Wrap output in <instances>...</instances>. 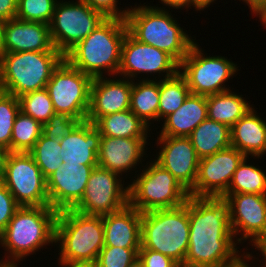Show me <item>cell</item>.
<instances>
[{"instance_id": "6da1fadb", "label": "cell", "mask_w": 266, "mask_h": 267, "mask_svg": "<svg viewBox=\"0 0 266 267\" xmlns=\"http://www.w3.org/2000/svg\"><path fill=\"white\" fill-rule=\"evenodd\" d=\"M188 213L190 232L184 267H218L243 252L234 238L225 198L190 196Z\"/></svg>"}, {"instance_id": "7a4b0ae2", "label": "cell", "mask_w": 266, "mask_h": 267, "mask_svg": "<svg viewBox=\"0 0 266 267\" xmlns=\"http://www.w3.org/2000/svg\"><path fill=\"white\" fill-rule=\"evenodd\" d=\"M58 213L51 206H20L0 234V247L4 248L1 262L22 264L50 244L55 248Z\"/></svg>"}, {"instance_id": "3957f363", "label": "cell", "mask_w": 266, "mask_h": 267, "mask_svg": "<svg viewBox=\"0 0 266 267\" xmlns=\"http://www.w3.org/2000/svg\"><path fill=\"white\" fill-rule=\"evenodd\" d=\"M145 4L135 3L134 7L129 6L125 18L128 33L139 42L167 52L180 63L196 38L180 26L175 14L171 13L173 10Z\"/></svg>"}, {"instance_id": "277c9868", "label": "cell", "mask_w": 266, "mask_h": 267, "mask_svg": "<svg viewBox=\"0 0 266 267\" xmlns=\"http://www.w3.org/2000/svg\"><path fill=\"white\" fill-rule=\"evenodd\" d=\"M127 32L124 19L106 18L64 58L91 78L118 75Z\"/></svg>"}, {"instance_id": "5b68a950", "label": "cell", "mask_w": 266, "mask_h": 267, "mask_svg": "<svg viewBox=\"0 0 266 267\" xmlns=\"http://www.w3.org/2000/svg\"><path fill=\"white\" fill-rule=\"evenodd\" d=\"M55 246L59 248L58 264L94 265L104 247L103 216L74 209L59 211Z\"/></svg>"}, {"instance_id": "8992f818", "label": "cell", "mask_w": 266, "mask_h": 267, "mask_svg": "<svg viewBox=\"0 0 266 267\" xmlns=\"http://www.w3.org/2000/svg\"><path fill=\"white\" fill-rule=\"evenodd\" d=\"M189 232L188 200L179 207L144 212L141 217L140 249L162 253L184 267Z\"/></svg>"}, {"instance_id": "52a82bcc", "label": "cell", "mask_w": 266, "mask_h": 267, "mask_svg": "<svg viewBox=\"0 0 266 267\" xmlns=\"http://www.w3.org/2000/svg\"><path fill=\"white\" fill-rule=\"evenodd\" d=\"M63 59L59 51L0 53V91L19 97L46 88Z\"/></svg>"}, {"instance_id": "ba28073f", "label": "cell", "mask_w": 266, "mask_h": 267, "mask_svg": "<svg viewBox=\"0 0 266 267\" xmlns=\"http://www.w3.org/2000/svg\"><path fill=\"white\" fill-rule=\"evenodd\" d=\"M146 163L144 168L140 167V172L133 173L135 176L129 182V204L133 208L144 213L179 207L187 202L189 192L168 170L153 157Z\"/></svg>"}, {"instance_id": "9c48e42d", "label": "cell", "mask_w": 266, "mask_h": 267, "mask_svg": "<svg viewBox=\"0 0 266 267\" xmlns=\"http://www.w3.org/2000/svg\"><path fill=\"white\" fill-rule=\"evenodd\" d=\"M199 46L196 40L179 63V73L185 78L190 92L209 96L231 90L226 82L237 75L240 66L225 56L207 55Z\"/></svg>"}, {"instance_id": "30bf717a", "label": "cell", "mask_w": 266, "mask_h": 267, "mask_svg": "<svg viewBox=\"0 0 266 267\" xmlns=\"http://www.w3.org/2000/svg\"><path fill=\"white\" fill-rule=\"evenodd\" d=\"M105 19L81 0H59L49 23L52 43L65 56Z\"/></svg>"}, {"instance_id": "8fae6325", "label": "cell", "mask_w": 266, "mask_h": 267, "mask_svg": "<svg viewBox=\"0 0 266 267\" xmlns=\"http://www.w3.org/2000/svg\"><path fill=\"white\" fill-rule=\"evenodd\" d=\"M92 81L64 58L46 85L55 112L86 121Z\"/></svg>"}, {"instance_id": "7c38bea8", "label": "cell", "mask_w": 266, "mask_h": 267, "mask_svg": "<svg viewBox=\"0 0 266 267\" xmlns=\"http://www.w3.org/2000/svg\"><path fill=\"white\" fill-rule=\"evenodd\" d=\"M178 72L179 63L171 55L149 44L139 42L128 32L126 33L122 42L121 64L117 76L132 81L162 80L173 77Z\"/></svg>"}, {"instance_id": "4fadbf2b", "label": "cell", "mask_w": 266, "mask_h": 267, "mask_svg": "<svg viewBox=\"0 0 266 267\" xmlns=\"http://www.w3.org/2000/svg\"><path fill=\"white\" fill-rule=\"evenodd\" d=\"M124 182L120 175L100 166L94 167L81 200L72 209L100 216L123 209L129 204V183Z\"/></svg>"}, {"instance_id": "5bb4252c", "label": "cell", "mask_w": 266, "mask_h": 267, "mask_svg": "<svg viewBox=\"0 0 266 267\" xmlns=\"http://www.w3.org/2000/svg\"><path fill=\"white\" fill-rule=\"evenodd\" d=\"M3 183L20 206H49L47 179L29 153H9Z\"/></svg>"}, {"instance_id": "9a60e30c", "label": "cell", "mask_w": 266, "mask_h": 267, "mask_svg": "<svg viewBox=\"0 0 266 267\" xmlns=\"http://www.w3.org/2000/svg\"><path fill=\"white\" fill-rule=\"evenodd\" d=\"M246 156L235 147L220 150L199 160L195 185L189 192L195 197H221L229 188L234 172Z\"/></svg>"}, {"instance_id": "2e32d148", "label": "cell", "mask_w": 266, "mask_h": 267, "mask_svg": "<svg viewBox=\"0 0 266 267\" xmlns=\"http://www.w3.org/2000/svg\"><path fill=\"white\" fill-rule=\"evenodd\" d=\"M230 205V222L239 244L253 243L266 230V195L223 194ZM238 235V236H237Z\"/></svg>"}, {"instance_id": "e0dca14e", "label": "cell", "mask_w": 266, "mask_h": 267, "mask_svg": "<svg viewBox=\"0 0 266 267\" xmlns=\"http://www.w3.org/2000/svg\"><path fill=\"white\" fill-rule=\"evenodd\" d=\"M157 141V142H156ZM154 160L190 192L196 182L199 158L189 137L157 136Z\"/></svg>"}, {"instance_id": "ac0fdd59", "label": "cell", "mask_w": 266, "mask_h": 267, "mask_svg": "<svg viewBox=\"0 0 266 267\" xmlns=\"http://www.w3.org/2000/svg\"><path fill=\"white\" fill-rule=\"evenodd\" d=\"M149 140V138H114L102 136L98 153V166L108 169L126 179L129 177V174H132V171L137 169L139 164H141V167L144 166L145 163L143 161L148 157L146 152L148 150Z\"/></svg>"}, {"instance_id": "d6986e66", "label": "cell", "mask_w": 266, "mask_h": 267, "mask_svg": "<svg viewBox=\"0 0 266 267\" xmlns=\"http://www.w3.org/2000/svg\"><path fill=\"white\" fill-rule=\"evenodd\" d=\"M96 166L63 163L47 178L49 206L58 212L72 209L81 200L91 171Z\"/></svg>"}, {"instance_id": "ffe728a7", "label": "cell", "mask_w": 266, "mask_h": 267, "mask_svg": "<svg viewBox=\"0 0 266 267\" xmlns=\"http://www.w3.org/2000/svg\"><path fill=\"white\" fill-rule=\"evenodd\" d=\"M132 80L111 76L93 78L86 121L130 109Z\"/></svg>"}, {"instance_id": "44dd1931", "label": "cell", "mask_w": 266, "mask_h": 267, "mask_svg": "<svg viewBox=\"0 0 266 267\" xmlns=\"http://www.w3.org/2000/svg\"><path fill=\"white\" fill-rule=\"evenodd\" d=\"M26 51H58L49 24L17 18L0 23V53Z\"/></svg>"}, {"instance_id": "7402d4cb", "label": "cell", "mask_w": 266, "mask_h": 267, "mask_svg": "<svg viewBox=\"0 0 266 267\" xmlns=\"http://www.w3.org/2000/svg\"><path fill=\"white\" fill-rule=\"evenodd\" d=\"M101 134L93 123L81 122L70 134L60 140L63 163L98 165Z\"/></svg>"}, {"instance_id": "603a6c76", "label": "cell", "mask_w": 266, "mask_h": 267, "mask_svg": "<svg viewBox=\"0 0 266 267\" xmlns=\"http://www.w3.org/2000/svg\"><path fill=\"white\" fill-rule=\"evenodd\" d=\"M141 217L142 212L130 204L103 215L104 246L141 248Z\"/></svg>"}, {"instance_id": "cb8c5ba5", "label": "cell", "mask_w": 266, "mask_h": 267, "mask_svg": "<svg viewBox=\"0 0 266 267\" xmlns=\"http://www.w3.org/2000/svg\"><path fill=\"white\" fill-rule=\"evenodd\" d=\"M254 107L231 128V146L259 160L266 154V120Z\"/></svg>"}, {"instance_id": "d4e9b609", "label": "cell", "mask_w": 266, "mask_h": 267, "mask_svg": "<svg viewBox=\"0 0 266 267\" xmlns=\"http://www.w3.org/2000/svg\"><path fill=\"white\" fill-rule=\"evenodd\" d=\"M207 118V96L190 93L184 103L162 121L158 136L188 137Z\"/></svg>"}, {"instance_id": "484cf974", "label": "cell", "mask_w": 266, "mask_h": 267, "mask_svg": "<svg viewBox=\"0 0 266 267\" xmlns=\"http://www.w3.org/2000/svg\"><path fill=\"white\" fill-rule=\"evenodd\" d=\"M188 137L199 159L231 146L230 127L208 118L202 121Z\"/></svg>"}, {"instance_id": "4316f807", "label": "cell", "mask_w": 266, "mask_h": 267, "mask_svg": "<svg viewBox=\"0 0 266 267\" xmlns=\"http://www.w3.org/2000/svg\"><path fill=\"white\" fill-rule=\"evenodd\" d=\"M94 126L101 136L114 138H151L152 130L130 109L99 118ZM149 135V136H148Z\"/></svg>"}, {"instance_id": "83f0119b", "label": "cell", "mask_w": 266, "mask_h": 267, "mask_svg": "<svg viewBox=\"0 0 266 267\" xmlns=\"http://www.w3.org/2000/svg\"><path fill=\"white\" fill-rule=\"evenodd\" d=\"M243 96L232 90L207 96L208 119L231 128L255 106Z\"/></svg>"}, {"instance_id": "f1b7e54d", "label": "cell", "mask_w": 266, "mask_h": 267, "mask_svg": "<svg viewBox=\"0 0 266 267\" xmlns=\"http://www.w3.org/2000/svg\"><path fill=\"white\" fill-rule=\"evenodd\" d=\"M159 80L132 81L130 110L154 129L158 122ZM153 124V127H152Z\"/></svg>"}, {"instance_id": "f546056e", "label": "cell", "mask_w": 266, "mask_h": 267, "mask_svg": "<svg viewBox=\"0 0 266 267\" xmlns=\"http://www.w3.org/2000/svg\"><path fill=\"white\" fill-rule=\"evenodd\" d=\"M249 159V157H245L238 165L229 188L224 194L266 195V172L261 169V166H254V163H248L250 162Z\"/></svg>"}, {"instance_id": "4dcf8cb0", "label": "cell", "mask_w": 266, "mask_h": 267, "mask_svg": "<svg viewBox=\"0 0 266 267\" xmlns=\"http://www.w3.org/2000/svg\"><path fill=\"white\" fill-rule=\"evenodd\" d=\"M190 93L185 78L179 72L173 77L159 80V123L175 112Z\"/></svg>"}, {"instance_id": "1f68e13d", "label": "cell", "mask_w": 266, "mask_h": 267, "mask_svg": "<svg viewBox=\"0 0 266 267\" xmlns=\"http://www.w3.org/2000/svg\"><path fill=\"white\" fill-rule=\"evenodd\" d=\"M42 134V125L21 111L12 128L11 152L28 153Z\"/></svg>"}, {"instance_id": "d6a6232c", "label": "cell", "mask_w": 266, "mask_h": 267, "mask_svg": "<svg viewBox=\"0 0 266 267\" xmlns=\"http://www.w3.org/2000/svg\"><path fill=\"white\" fill-rule=\"evenodd\" d=\"M60 140H50L41 134L33 148L28 152L34 159L42 174L47 179L63 165Z\"/></svg>"}, {"instance_id": "836d02e7", "label": "cell", "mask_w": 266, "mask_h": 267, "mask_svg": "<svg viewBox=\"0 0 266 267\" xmlns=\"http://www.w3.org/2000/svg\"><path fill=\"white\" fill-rule=\"evenodd\" d=\"M20 111L42 126L56 113L46 88L18 97Z\"/></svg>"}, {"instance_id": "e575fe53", "label": "cell", "mask_w": 266, "mask_h": 267, "mask_svg": "<svg viewBox=\"0 0 266 267\" xmlns=\"http://www.w3.org/2000/svg\"><path fill=\"white\" fill-rule=\"evenodd\" d=\"M20 112L18 97L0 91V146L11 152L12 128Z\"/></svg>"}, {"instance_id": "d590c367", "label": "cell", "mask_w": 266, "mask_h": 267, "mask_svg": "<svg viewBox=\"0 0 266 267\" xmlns=\"http://www.w3.org/2000/svg\"><path fill=\"white\" fill-rule=\"evenodd\" d=\"M59 0H18L16 18L23 21L51 22Z\"/></svg>"}, {"instance_id": "8d00e7d4", "label": "cell", "mask_w": 266, "mask_h": 267, "mask_svg": "<svg viewBox=\"0 0 266 267\" xmlns=\"http://www.w3.org/2000/svg\"><path fill=\"white\" fill-rule=\"evenodd\" d=\"M139 249L104 246L94 267H129L138 258Z\"/></svg>"}, {"instance_id": "74e56055", "label": "cell", "mask_w": 266, "mask_h": 267, "mask_svg": "<svg viewBox=\"0 0 266 267\" xmlns=\"http://www.w3.org/2000/svg\"><path fill=\"white\" fill-rule=\"evenodd\" d=\"M66 114L55 113L43 126L42 134L50 140H62L81 123Z\"/></svg>"}, {"instance_id": "f35d334b", "label": "cell", "mask_w": 266, "mask_h": 267, "mask_svg": "<svg viewBox=\"0 0 266 267\" xmlns=\"http://www.w3.org/2000/svg\"><path fill=\"white\" fill-rule=\"evenodd\" d=\"M20 205L4 185L0 183V234L5 230Z\"/></svg>"}, {"instance_id": "ab89813d", "label": "cell", "mask_w": 266, "mask_h": 267, "mask_svg": "<svg viewBox=\"0 0 266 267\" xmlns=\"http://www.w3.org/2000/svg\"><path fill=\"white\" fill-rule=\"evenodd\" d=\"M92 9L100 12L105 18L124 19L129 11V6L120 8L119 0H81ZM119 5V6H118Z\"/></svg>"}, {"instance_id": "60d3db41", "label": "cell", "mask_w": 266, "mask_h": 267, "mask_svg": "<svg viewBox=\"0 0 266 267\" xmlns=\"http://www.w3.org/2000/svg\"><path fill=\"white\" fill-rule=\"evenodd\" d=\"M138 258L143 267H181L171 257L150 249H139Z\"/></svg>"}, {"instance_id": "b9f144b4", "label": "cell", "mask_w": 266, "mask_h": 267, "mask_svg": "<svg viewBox=\"0 0 266 267\" xmlns=\"http://www.w3.org/2000/svg\"><path fill=\"white\" fill-rule=\"evenodd\" d=\"M244 248H246V249H244ZM244 248H243V253L241 252L233 260L226 262V263H223L218 267H251L250 266L251 263H253V265H254L255 264L254 262L259 260L258 255L256 258V256L254 255V252H253V254H252V252L251 253L247 252L248 246L244 247ZM249 262H251V263L249 264ZM252 267H255V266H252Z\"/></svg>"}, {"instance_id": "7bdbcfd3", "label": "cell", "mask_w": 266, "mask_h": 267, "mask_svg": "<svg viewBox=\"0 0 266 267\" xmlns=\"http://www.w3.org/2000/svg\"><path fill=\"white\" fill-rule=\"evenodd\" d=\"M18 0H0V23L16 18Z\"/></svg>"}, {"instance_id": "ee69618b", "label": "cell", "mask_w": 266, "mask_h": 267, "mask_svg": "<svg viewBox=\"0 0 266 267\" xmlns=\"http://www.w3.org/2000/svg\"><path fill=\"white\" fill-rule=\"evenodd\" d=\"M158 3H161L162 6L159 7L157 6V8H161V9H167L169 8V10L171 9H180V10H185L188 12V9L190 10V8L192 9V7H194L193 9H195V3L193 0H159Z\"/></svg>"}, {"instance_id": "f6af8a7d", "label": "cell", "mask_w": 266, "mask_h": 267, "mask_svg": "<svg viewBox=\"0 0 266 267\" xmlns=\"http://www.w3.org/2000/svg\"><path fill=\"white\" fill-rule=\"evenodd\" d=\"M250 245L252 248L254 247L253 250L256 249L258 251V253L256 252V255L260 252L259 257L264 261L259 260V262L262 263L259 267H266V230Z\"/></svg>"}, {"instance_id": "bcb514c9", "label": "cell", "mask_w": 266, "mask_h": 267, "mask_svg": "<svg viewBox=\"0 0 266 267\" xmlns=\"http://www.w3.org/2000/svg\"><path fill=\"white\" fill-rule=\"evenodd\" d=\"M245 3L251 10V15L256 16L265 6L266 0H239ZM255 14V15H254Z\"/></svg>"}, {"instance_id": "7dc6e473", "label": "cell", "mask_w": 266, "mask_h": 267, "mask_svg": "<svg viewBox=\"0 0 266 267\" xmlns=\"http://www.w3.org/2000/svg\"><path fill=\"white\" fill-rule=\"evenodd\" d=\"M10 151L0 146V183L4 181L6 161Z\"/></svg>"}, {"instance_id": "c3c4849f", "label": "cell", "mask_w": 266, "mask_h": 267, "mask_svg": "<svg viewBox=\"0 0 266 267\" xmlns=\"http://www.w3.org/2000/svg\"><path fill=\"white\" fill-rule=\"evenodd\" d=\"M193 1L195 3V11H197L198 13V11L203 12L204 9L206 10V8L208 10V7H210L211 4L213 5V3H215V1L217 0H193Z\"/></svg>"}, {"instance_id": "681fc988", "label": "cell", "mask_w": 266, "mask_h": 267, "mask_svg": "<svg viewBox=\"0 0 266 267\" xmlns=\"http://www.w3.org/2000/svg\"><path fill=\"white\" fill-rule=\"evenodd\" d=\"M259 18L260 25L266 27V6L256 15Z\"/></svg>"}, {"instance_id": "f907efd6", "label": "cell", "mask_w": 266, "mask_h": 267, "mask_svg": "<svg viewBox=\"0 0 266 267\" xmlns=\"http://www.w3.org/2000/svg\"><path fill=\"white\" fill-rule=\"evenodd\" d=\"M129 267H143V264L139 260V258H137V259H135V261Z\"/></svg>"}, {"instance_id": "816d5d0a", "label": "cell", "mask_w": 266, "mask_h": 267, "mask_svg": "<svg viewBox=\"0 0 266 267\" xmlns=\"http://www.w3.org/2000/svg\"><path fill=\"white\" fill-rule=\"evenodd\" d=\"M58 266H61V267H94V265H63V264H58Z\"/></svg>"}, {"instance_id": "f5cc1de1", "label": "cell", "mask_w": 266, "mask_h": 267, "mask_svg": "<svg viewBox=\"0 0 266 267\" xmlns=\"http://www.w3.org/2000/svg\"><path fill=\"white\" fill-rule=\"evenodd\" d=\"M18 263H2L0 267H18Z\"/></svg>"}]
</instances>
